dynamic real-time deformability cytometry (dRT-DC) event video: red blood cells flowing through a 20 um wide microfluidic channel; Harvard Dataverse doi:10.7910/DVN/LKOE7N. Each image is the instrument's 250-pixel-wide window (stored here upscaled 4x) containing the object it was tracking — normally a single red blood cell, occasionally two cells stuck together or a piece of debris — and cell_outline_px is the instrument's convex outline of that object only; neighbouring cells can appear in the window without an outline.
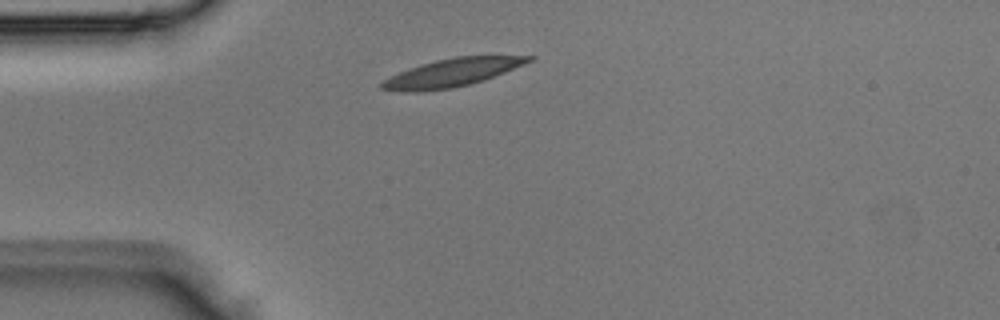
{"species": "Egyptian fruit bat (a non-hibernating species)", "species_latin": "Rousettus aegyptiacus", "temperature_condition": "room temperature", "stored_images_in_passage": 1, "camera_frame_rate_fps": 3000, "um_per_image_px": 0.085, "animal": {"sex": "male"}, "frame": {"image": 1, "passage_image": 1, "time_ms": 0.0, "image_size_px": [1000, 320], "cell_outline_px": [[536, 56], [532, 60], [524, 64], [484, 80], [452, 88], [420, 92], [412, 92], [380, 88], [380, 84], [384, 80], [408, 68], [420, 64], [436, 60], [456, 56]], "centroid_in_image_um": [38.41, 6.17], "position_along_channel_um": 46.6, "area_um2": 23.58}}